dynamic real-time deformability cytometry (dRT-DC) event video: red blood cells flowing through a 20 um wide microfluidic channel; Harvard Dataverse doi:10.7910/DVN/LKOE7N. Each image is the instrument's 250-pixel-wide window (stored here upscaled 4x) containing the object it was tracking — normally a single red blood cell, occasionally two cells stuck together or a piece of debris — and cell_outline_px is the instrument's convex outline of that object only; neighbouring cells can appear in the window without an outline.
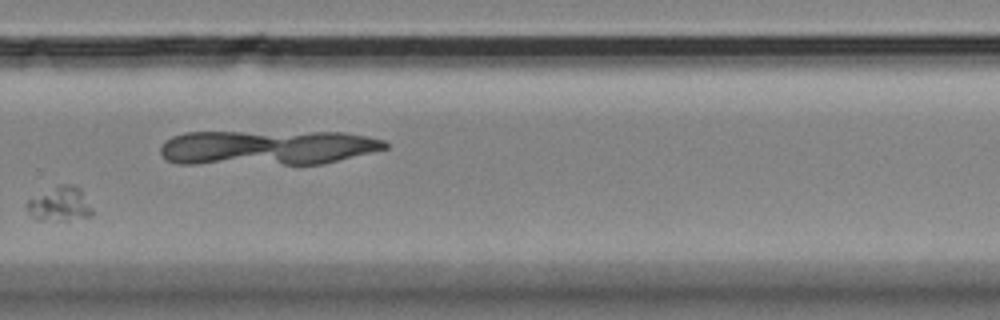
{"species": "Egyptian fruit bat (a non-hibernating species)", "species_latin": "Rousettus aegyptiacus", "temperature_condition": "room temperature", "stored_images_in_passage": 17, "camera_frame_rate_fps": 3000, "um_per_image_px": 0.085, "animal": {"sex": "female"}, "frame": {"image": 1, "passage_image": 12, "time_ms": 12.667, "image_size_px": [1000, 320], "cell_outline_px": [[92, 216], [68, 220], [40, 220], [32, 216], [24, 208], [24, 204], [28, 200], [60, 184], [76, 184], [80, 188], [92, 208]], "centroid_in_image_um": [5.08, 17.34], "position_along_channel_um": 324.7, "area_um2": 13.12}}